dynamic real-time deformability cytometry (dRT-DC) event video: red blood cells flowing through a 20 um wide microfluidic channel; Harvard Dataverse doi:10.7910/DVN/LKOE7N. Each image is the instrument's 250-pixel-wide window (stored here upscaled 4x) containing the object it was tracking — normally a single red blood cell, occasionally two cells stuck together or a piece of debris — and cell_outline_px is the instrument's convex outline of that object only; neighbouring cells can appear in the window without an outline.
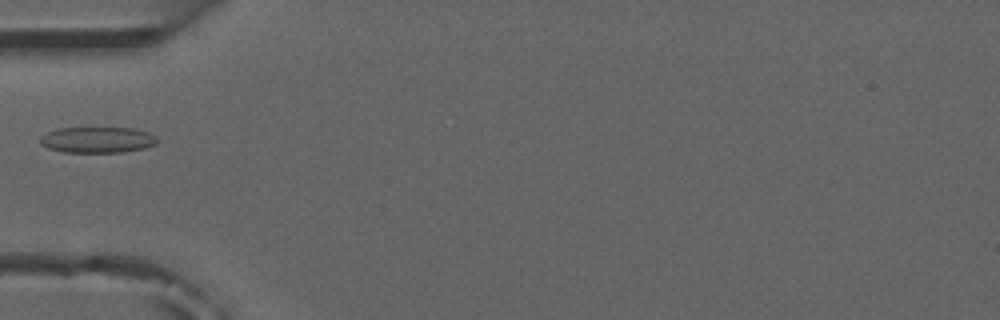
{"species": "common noctule bat (a hibernating species)", "species_latin": "Nyctalus noctula", "temperature_condition": "room temperature", "stored_images_in_passage": 3, "camera_frame_rate_fps": 3000, "um_per_image_px": 0.085, "animal": {"sex": "male", "forearm_length_mm": 52.5}, "frame": {"image": 1, "passage_image": 3, "time_ms": 2.333, "image_size_px": [1000, 320], "cell_outline_px": [[156, 144], [144, 148], [120, 152], [64, 152], [48, 148], [40, 144], [40, 136], [56, 128], [132, 128], [148, 132], [156, 136]], "centroid_in_image_um": [8.25, 11.88], "position_along_channel_um": 76.7, "area_um2": 17.63}}